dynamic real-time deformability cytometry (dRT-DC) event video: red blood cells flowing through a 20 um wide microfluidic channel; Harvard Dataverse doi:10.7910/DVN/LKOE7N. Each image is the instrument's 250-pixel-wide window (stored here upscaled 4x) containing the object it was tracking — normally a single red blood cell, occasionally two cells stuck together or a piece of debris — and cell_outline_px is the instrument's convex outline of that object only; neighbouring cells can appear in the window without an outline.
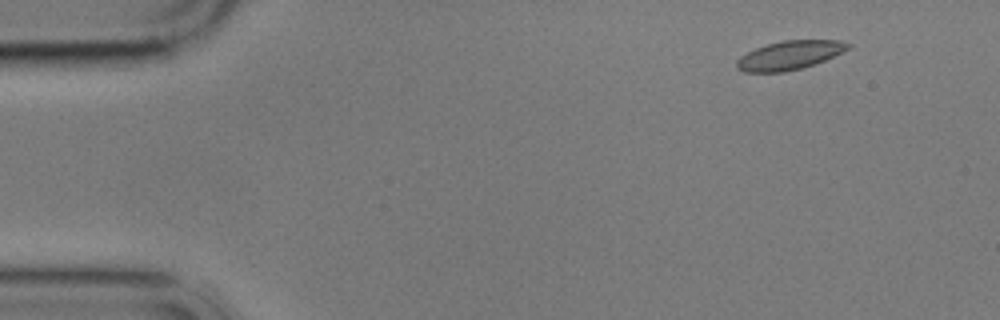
{"species": "common noctule bat (a hibernating species)", "species_latin": "Nyctalus noctula", "temperature_condition": "cold", "stored_images_in_passage": 6, "camera_frame_rate_fps": 3000, "um_per_image_px": 0.085, "animal": {"sex": "male", "body_mass_g": 17.9}, "frame": {"image": 1, "passage_image": 2, "time_ms": 1.0, "image_size_px": [1000, 320], "cell_outline_px": [[852, 48], [824, 60], [800, 68], [784, 72], [744, 72], [736, 68], [736, 60], [740, 56], [756, 48], [768, 44], [784, 40], [840, 40], [852, 44]], "centroid_in_image_um": [67.12, 4.69], "position_along_channel_um": 17.9, "area_um2": 18.61}}
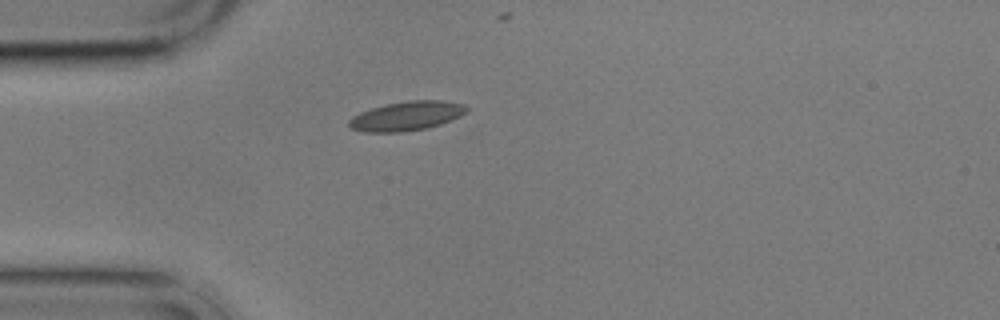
{"frame": {"image": 2, "passage_image": 5, "time_ms": 4.333, "image_size_px": [1000, 320], "cell_outline_px": [[468, 108], [460, 116], [440, 124], [428, 128], [400, 132], [364, 132], [352, 128], [348, 124], [348, 120], [352, 116], [360, 112], [384, 104], [408, 100], [440, 100], [464, 104]], "centroid_in_image_um": [34.53, 9.85], "position_along_channel_um": 50.5, "area_um2": 20.0}}